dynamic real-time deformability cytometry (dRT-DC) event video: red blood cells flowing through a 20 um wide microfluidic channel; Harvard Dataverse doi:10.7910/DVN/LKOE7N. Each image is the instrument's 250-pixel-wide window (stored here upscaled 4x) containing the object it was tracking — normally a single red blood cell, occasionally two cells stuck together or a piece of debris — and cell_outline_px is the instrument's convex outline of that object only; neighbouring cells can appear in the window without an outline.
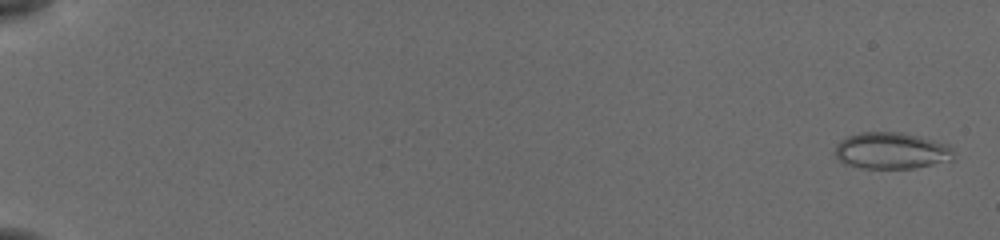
{"species": "common noctule bat (a hibernating species)", "species_latin": "Nyctalus noctula", "temperature_condition": "cold", "stored_images_in_passage": 56, "camera_frame_rate_fps": 3000, "um_per_image_px": 0.085, "animal": {"sex": "female", "body_mass_g": 19.5, "forearm_length_mm": 54.1}, "frame": {"image": 1, "passage_image": 2, "time_ms": 0.333, "image_size_px": [1000, 240], "cell_outline_px": [[956, 152], [952, 160], [912, 168], [864, 168], [844, 164], [836, 156], [836, 144], [840, 140], [848, 136], [860, 132], [896, 132], [920, 136], [948, 144]], "centroid_in_image_um": [75.79, 12.8], "position_along_channel_um": 9.2, "area_um2": 25.26}}
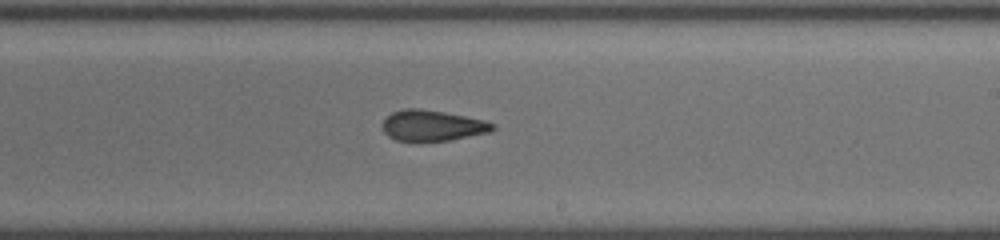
{"frame": {"image": 2, "passage_image": 36, "time_ms": 11.667, "image_size_px": [1000, 240], "cell_outline_px": [[496, 128], [488, 132], [452, 140], [396, 140], [388, 136], [384, 132], [380, 124], [392, 112], [404, 108], [420, 108], [444, 112], [484, 120], [496, 124]], "centroid_in_image_um": [36.74, 10.66], "position_along_channel_um": 252.3, "area_um2": 19.65}}
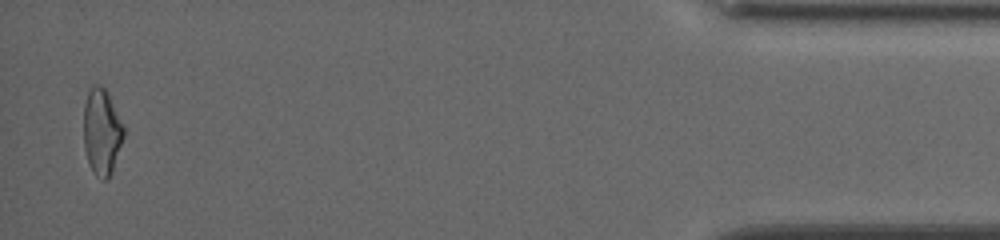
{"frame": {"image": 3, "passage_image": 55, "time_ms": 18.0, "image_size_px": [1000, 240], "cell_outline_px": [[124, 136], [112, 172], [104, 180], [100, 180], [92, 172], [88, 164], [84, 144], [84, 104], [88, 92], [92, 84], [100, 84], [108, 92], [124, 128]], "centroid_in_image_um": [8.64, 11.2], "position_along_channel_um": 426.6, "area_um2": 20.17}, "authors_computed_cell_mechanics": {"area_um2": 20.6346, "velocity_mm_per_s": 3.8561, "shape_relaxation_time_tau1_ms": null, "shape_relaxation_time_tau2_ms": 2.8575, "deformation_change_tau1": null, "deformation_change_tau2": 0.0929}}